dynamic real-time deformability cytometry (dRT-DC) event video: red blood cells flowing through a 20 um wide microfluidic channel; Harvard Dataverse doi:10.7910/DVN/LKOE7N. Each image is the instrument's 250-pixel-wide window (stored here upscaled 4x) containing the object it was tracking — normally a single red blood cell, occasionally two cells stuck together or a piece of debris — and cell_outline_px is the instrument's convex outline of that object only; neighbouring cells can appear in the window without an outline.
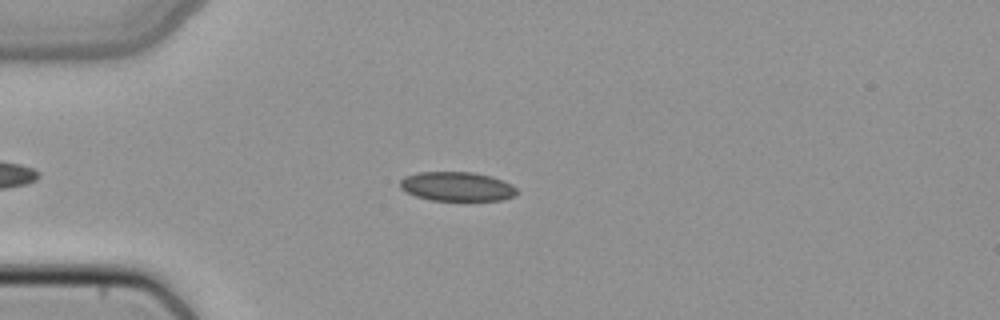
{"species": "common noctule bat (a hibernating species)", "species_latin": "Nyctalus noctula", "temperature_condition": "cold", "stored_images_in_passage": 41, "camera_frame_rate_fps": 3000, "um_per_image_px": 0.085, "animal": {"sex": "female", "body_mass_g": 22.7, "forearm_length_mm": 54.2}, "frame": {"image": 1, "passage_image": 5, "time_ms": 1.333, "image_size_px": [1000, 320], "cell_outline_px": [[520, 192], [516, 196], [504, 200], [432, 200], [416, 196], [400, 188], [400, 180], [404, 176], [420, 172], [472, 172], [492, 176], [512, 184]], "centroid_in_image_um": [38.89, 15.85], "position_along_channel_um": 46.1, "area_um2": 20.0}}
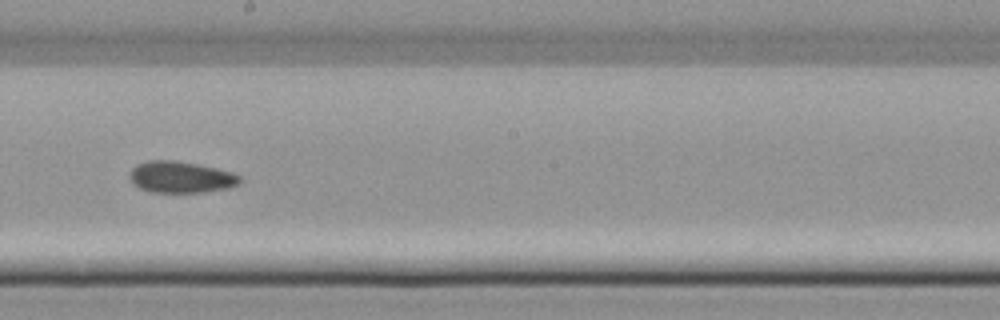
{"frame": {"image": 2, "passage_image": 20, "time_ms": 6.333, "image_size_px": [1000, 320], "cell_outline_px": [[244, 180], [240, 184], [228, 188], [204, 192], [152, 192], [140, 188], [132, 184], [128, 176], [128, 172], [136, 164], [148, 160], [172, 160], [196, 164], [216, 168], [232, 172], [240, 176]], "centroid_in_image_um": [15.36, 15.05], "position_along_channel_um": 232.8, "area_um2": 20.46}}
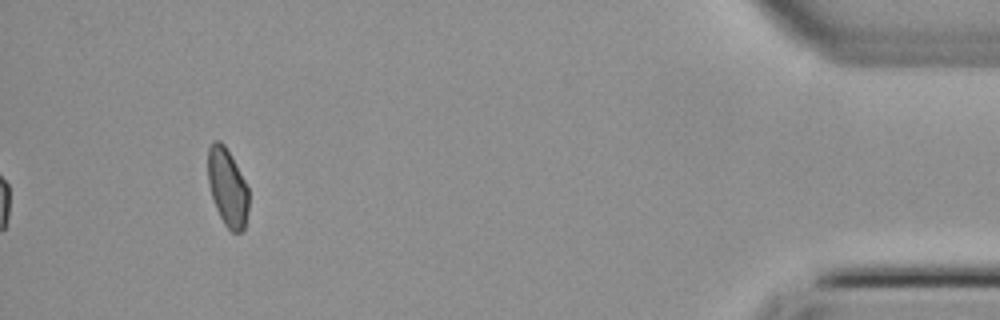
{"frame": {"image": 3, "passage_image": 38, "time_ms": 12.333, "image_size_px": [1000, 320], "cell_outline_px": [[248, 208], [244, 232], [232, 232], [224, 224], [216, 208], [208, 184], [208, 148], [212, 140], [220, 140], [224, 144], [244, 180], [248, 188]], "centroid_in_image_um": [19.32, 15.93], "position_along_channel_um": 415.9, "area_um2": 18.38}}